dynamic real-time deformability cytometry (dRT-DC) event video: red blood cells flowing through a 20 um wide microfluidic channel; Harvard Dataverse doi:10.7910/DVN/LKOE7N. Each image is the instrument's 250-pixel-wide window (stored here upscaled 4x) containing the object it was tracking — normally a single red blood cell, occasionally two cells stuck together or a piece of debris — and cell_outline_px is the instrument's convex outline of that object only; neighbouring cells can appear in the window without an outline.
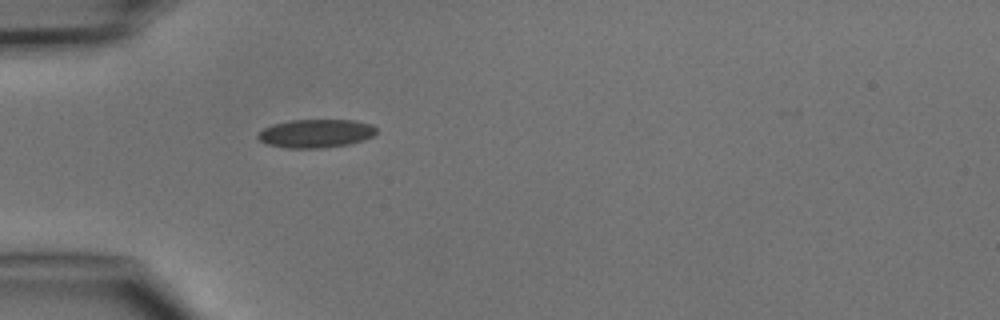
{"species": "common noctule bat (a hibernating species)", "species_latin": "Nyctalus noctula", "temperature_condition": "cold", "stored_images_in_passage": 1, "camera_frame_rate_fps": 3000, "um_per_image_px": 0.085, "animal": {"sex": "male", "body_mass_g": 15.6}, "frame": {"image": 1, "passage_image": 1, "time_ms": 0.0, "image_size_px": [1000, 320], "cell_outline_px": [[376, 132], [372, 136], [364, 140], [348, 144], [324, 148], [284, 148], [268, 144], [260, 140], [256, 136], [264, 128], [272, 124], [292, 120], [356, 120], [372, 124], [376, 128]], "centroid_in_image_um": [26.86, 11.34], "position_along_channel_um": 58.1, "area_um2": 19.65}}